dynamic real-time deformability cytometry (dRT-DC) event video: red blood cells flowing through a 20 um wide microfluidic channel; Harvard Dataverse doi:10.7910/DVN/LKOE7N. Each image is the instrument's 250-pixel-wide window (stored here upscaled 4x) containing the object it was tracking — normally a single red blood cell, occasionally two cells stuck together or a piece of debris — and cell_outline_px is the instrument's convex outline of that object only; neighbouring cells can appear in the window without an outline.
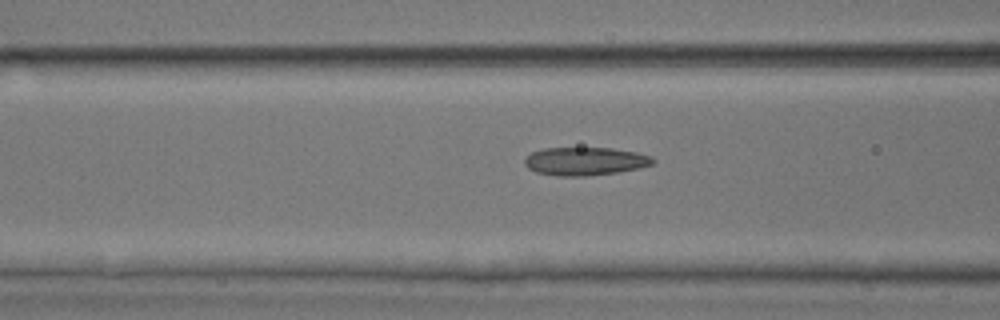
{"species": "common noctule bat (a hibernating species)", "species_latin": "Nyctalus noctula", "temperature_condition": "room temperature", "stored_images_in_passage": 33, "camera_frame_rate_fps": 3000, "um_per_image_px": 0.085, "animal": {"sex": "male", "body_mass_g": 17.9, "forearm_length_mm": 54.2}, "frame": {"image": 1, "passage_image": 11, "time_ms": 3.333, "image_size_px": [1000, 320], "cell_outline_px": [[656, 160], [652, 164], [640, 168], [616, 172], [584, 176], [556, 176], [536, 172], [528, 168], [524, 164], [524, 160], [532, 152], [544, 148], [612, 148], [636, 152], [652, 156]], "centroid_in_image_um": [49.74, 13.7], "position_along_channel_um": 116.9, "area_um2": 21.04}}
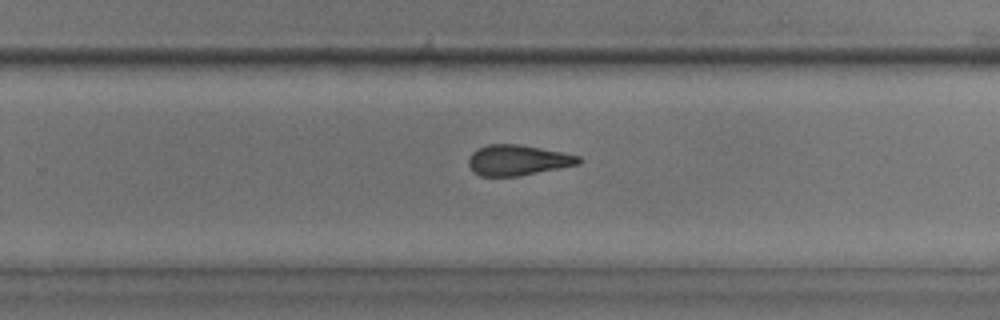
{"frame": {"image": 2, "passage_image": 24, "time_ms": 7.667, "image_size_px": [1000, 320], "cell_outline_px": [[584, 160], [580, 164], [516, 176], [480, 176], [472, 172], [468, 164], [468, 160], [472, 152], [476, 148], [488, 144], [520, 144], [580, 156]], "centroid_in_image_um": [43.98, 13.61], "position_along_channel_um": 285.8, "area_um2": 19.59}}
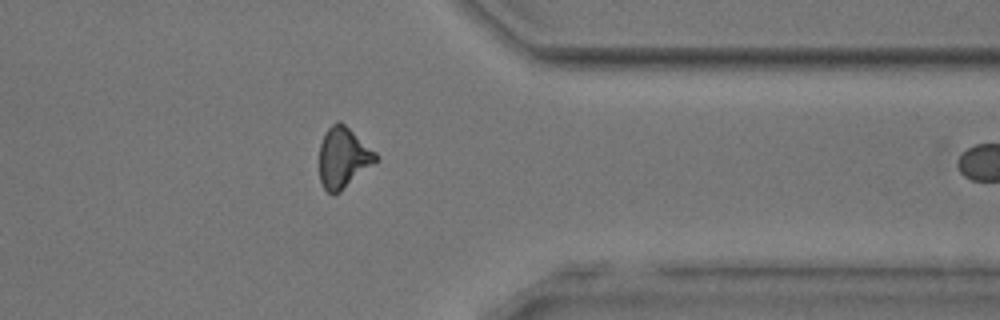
{"frame": {"image": 3, "passage_image": 32, "time_ms": 10.333, "image_size_px": [1000, 320], "cell_outline_px": [[380, 160], [340, 192], [332, 196], [324, 188], [320, 180], [320, 144], [324, 132], [336, 120], [340, 120], [376, 152], [380, 156]], "centroid_in_image_um": [29.2, 13.4], "position_along_channel_um": 382.2, "area_um2": 20.29}}